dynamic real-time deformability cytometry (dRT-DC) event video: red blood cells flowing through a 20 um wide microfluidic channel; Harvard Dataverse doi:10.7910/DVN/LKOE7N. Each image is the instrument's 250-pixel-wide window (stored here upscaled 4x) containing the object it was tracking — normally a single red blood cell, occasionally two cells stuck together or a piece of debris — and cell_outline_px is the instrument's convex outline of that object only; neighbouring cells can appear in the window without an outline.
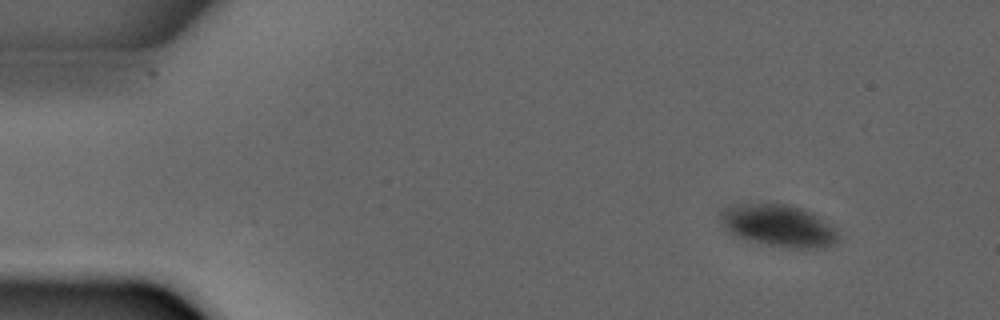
{"species": "common noctule bat (a hibernating species)", "species_latin": "Nyctalus noctula", "temperature_condition": "warm", "stored_images_in_passage": 3, "camera_frame_rate_fps": 3000, "um_per_image_px": 0.085, "animal": {"sex": "male", "forearm_length_mm": 52.5}, "frame": {"image": 1, "passage_image": 1, "time_ms": 0.0, "image_size_px": [1000, 320], "cell_outline_px": [[840, 240], [836, 244], [824, 248], [792, 248], [768, 244], [748, 240], [732, 236], [724, 228], [720, 216], [720, 212], [728, 204], [792, 204], [812, 212], [836, 228], [840, 236]], "centroid_in_image_um": [66.2, 19.18], "position_along_channel_um": 18.8, "area_um2": 29.36}}